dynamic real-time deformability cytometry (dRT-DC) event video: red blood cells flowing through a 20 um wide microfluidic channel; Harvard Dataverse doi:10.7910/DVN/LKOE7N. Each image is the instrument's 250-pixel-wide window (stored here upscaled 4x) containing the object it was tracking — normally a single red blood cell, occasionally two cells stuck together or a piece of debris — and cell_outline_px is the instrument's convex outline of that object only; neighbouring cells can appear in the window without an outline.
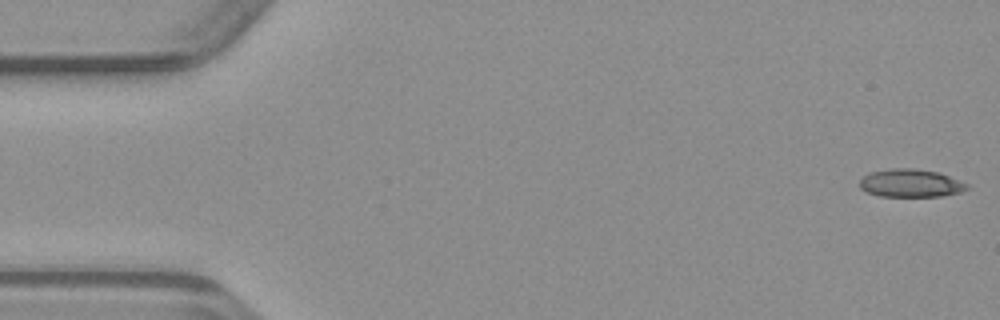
{"species": "common noctule bat (a hibernating species)", "species_latin": "Nyctalus noctula", "temperature_condition": "warm", "stored_images_in_passage": 49, "camera_frame_rate_fps": 3000, "um_per_image_px": 0.085, "animal": {"sex": "male", "body_mass_g": 23.1, "forearm_length_mm": 52.7}, "frame": {"image": 1, "passage_image": 1, "time_ms": 0.0, "image_size_px": [1000, 320], "cell_outline_px": [[968, 188], [960, 192], [940, 196], [880, 196], [868, 192], [860, 188], [860, 180], [868, 172], [892, 168], [912, 168], [940, 172], [968, 184]], "centroid_in_image_um": [77.39, 15.56], "position_along_channel_um": 7.6, "area_um2": 17.46}}
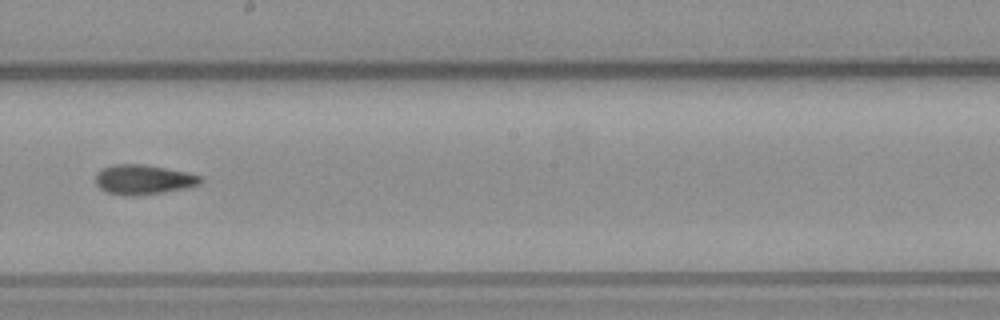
{"frame": {"image": 2, "passage_image": 27, "time_ms": 8.667, "image_size_px": [1000, 320], "cell_outline_px": [[204, 180], [200, 184], [184, 188], [164, 192], [136, 196], [124, 196], [104, 192], [96, 184], [96, 172], [100, 168], [112, 164], [144, 164], [188, 172], [204, 176]], "centroid_in_image_um": [12.18, 15.26], "position_along_channel_um": 236.0, "area_um2": 18.61}}
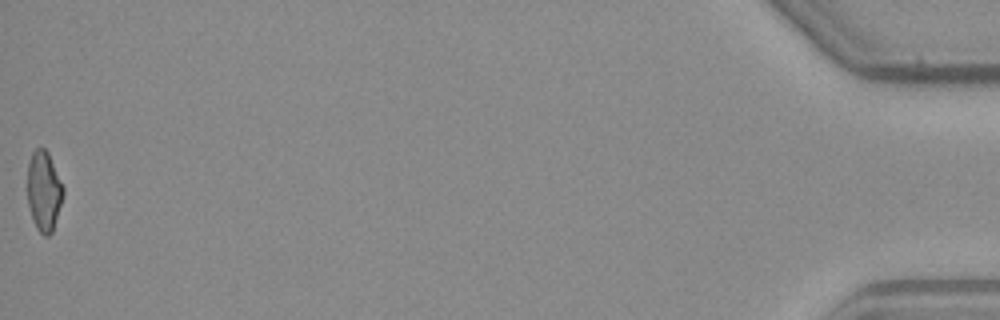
{"frame": {"image": 3, "passage_image": 49, "time_ms": 16.0, "image_size_px": [1000, 320], "cell_outline_px": [[64, 192], [52, 232], [48, 236], [44, 236], [36, 228], [32, 220], [28, 204], [28, 164], [32, 152], [36, 148], [44, 148], [48, 152], [64, 188]], "centroid_in_image_um": [3.72, 16.25], "position_along_channel_um": 431.5, "area_um2": 16.53}}